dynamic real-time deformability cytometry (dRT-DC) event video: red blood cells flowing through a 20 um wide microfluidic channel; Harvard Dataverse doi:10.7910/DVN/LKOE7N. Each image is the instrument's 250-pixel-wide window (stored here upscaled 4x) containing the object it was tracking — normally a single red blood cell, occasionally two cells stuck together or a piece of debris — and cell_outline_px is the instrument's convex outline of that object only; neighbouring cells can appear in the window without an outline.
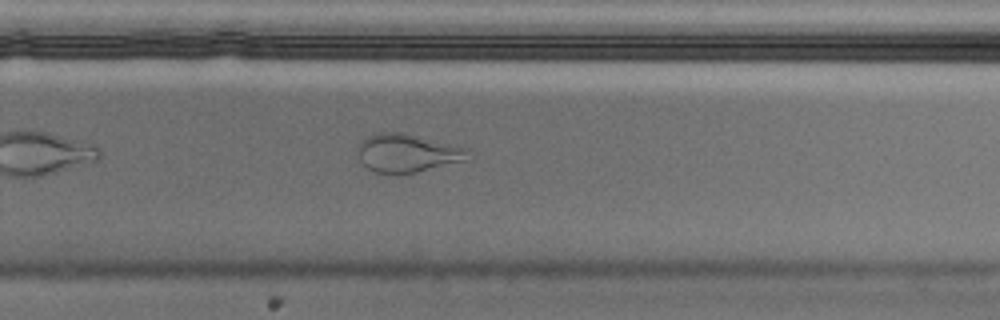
{"species": "Egyptian fruit bat (a non-hibernating species)", "species_latin": "Rousettus aegyptiacus", "temperature_condition": "cold", "stored_images_in_passage": 40, "camera_frame_rate_fps": 3000, "um_per_image_px": 0.085, "animal": {"sex": "male"}, "frame": {"image": 1, "passage_image": 23, "time_ms": 7.333, "image_size_px": [1000, 320], "cell_outline_px": [[472, 160], [416, 172], [392, 176], [372, 172], [360, 160], [356, 148], [356, 144], [360, 140], [376, 132], [404, 132], [472, 148]], "centroid_in_image_um": [34.69, 13.02], "position_along_channel_um": 295.1, "area_um2": 26.01}, "authors_computed_cell_mechanics": {"area_um2": 23.7558, "velocity_mm_per_s": 3.6138, "shape_relaxation_time_tau1_ms": null, "shape_relaxation_time_tau2_ms": 0.9446, "deformation_change_tau1": null, "deformation_change_tau2": 0.0769}}